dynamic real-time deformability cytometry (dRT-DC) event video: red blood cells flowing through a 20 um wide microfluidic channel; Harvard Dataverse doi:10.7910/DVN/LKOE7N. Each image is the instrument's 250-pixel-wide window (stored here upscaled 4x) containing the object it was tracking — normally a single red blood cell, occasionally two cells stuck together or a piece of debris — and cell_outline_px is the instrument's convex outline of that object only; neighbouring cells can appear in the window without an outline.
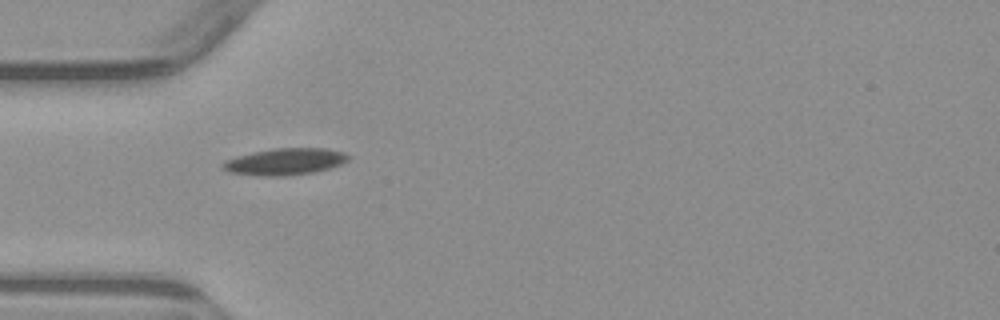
{"species": "common noctule bat (a hibernating species)", "species_latin": "Nyctalus noctula", "temperature_condition": "warm", "stored_images_in_passage": 1, "camera_frame_rate_fps": 3000, "um_per_image_px": 0.085, "animal": {"sex": "male", "body_mass_g": 23.1, "forearm_length_mm": 52.7}, "frame": {"image": 1, "passage_image": 1, "time_ms": 0.0, "image_size_px": [1000, 320], "cell_outline_px": [[348, 160], [340, 164], [328, 168], [312, 172], [284, 176], [260, 176], [228, 172], [220, 168], [220, 164], [224, 160], [236, 156], [252, 152], [276, 148], [328, 148], [344, 152], [348, 156]], "centroid_in_image_um": [24.15, 13.73], "position_along_channel_um": 60.9, "area_um2": 19.59}}